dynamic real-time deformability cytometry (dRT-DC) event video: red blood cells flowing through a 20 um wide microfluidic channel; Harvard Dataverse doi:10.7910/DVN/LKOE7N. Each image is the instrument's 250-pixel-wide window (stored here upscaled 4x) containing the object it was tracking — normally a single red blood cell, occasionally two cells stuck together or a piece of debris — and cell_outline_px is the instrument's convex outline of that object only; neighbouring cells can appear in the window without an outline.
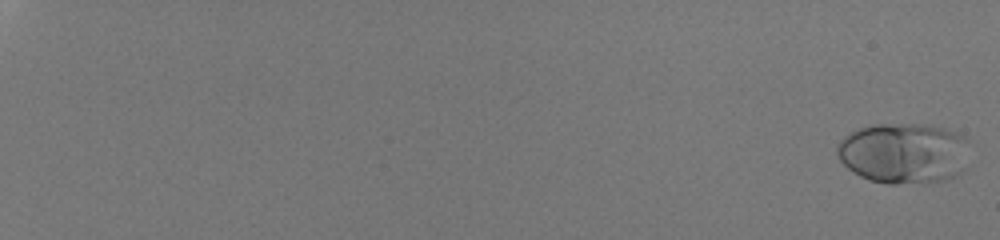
{"species": "human", "species_latin": "Homo sapiens", "temperature_condition": "room temperature", "stored_images_in_passage": 54, "camera_frame_rate_fps": 3000, "um_per_image_px": 0.085, "donor": {"sex": "male"}, "frame": {"image": 1, "passage_image": 1, "time_ms": 0.0, "image_size_px": [1000, 240], "cell_outline_px": [[968, 140], [964, 168], [960, 172], [948, 180], [896, 184], [888, 184], [868, 180], [852, 172], [840, 160], [836, 152], [836, 144], [844, 136], [860, 128], [872, 124], [916, 124], [944, 128], [964, 136]], "centroid_in_image_um": [76.78, 13.02], "position_along_channel_um": 8.2, "area_um2": 46.93}}
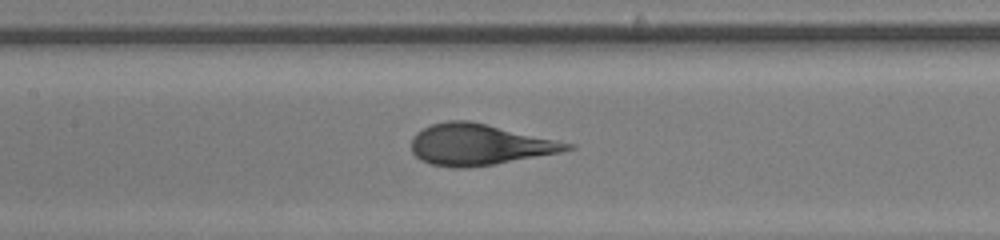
{"frame": {"image": 2, "passage_image": 32, "time_ms": 10.333, "image_size_px": [1000, 240], "cell_outline_px": [[576, 148], [560, 152], [496, 164], [464, 168], [452, 168], [432, 164], [420, 160], [412, 152], [412, 136], [416, 132], [432, 124], [448, 120], [468, 120], [576, 144]], "centroid_in_image_um": [40.73, 12.29], "position_along_channel_um": 166.7, "area_um2": 37.28}}
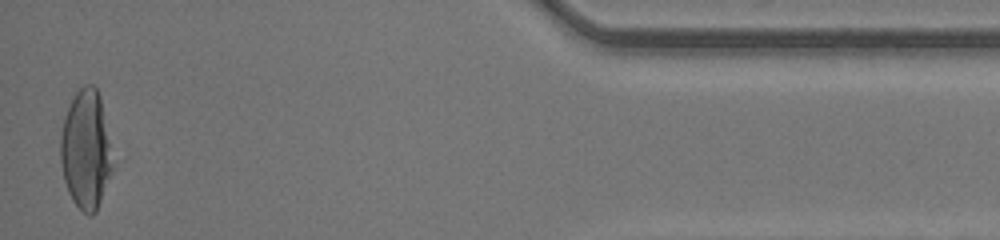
{"frame": {"image": 3, "passage_image": 54, "time_ms": 17.667, "image_size_px": [1000, 240], "cell_outline_px": [[112, 172], [96, 212], [92, 216], [84, 212], [72, 200], [68, 192], [64, 180], [60, 160], [60, 136], [64, 120], [68, 108], [76, 92], [84, 84], [92, 84], [96, 88], [100, 96], [112, 164]], "centroid_in_image_um": [7.27, 12.75], "position_along_channel_um": 427.9, "area_um2": 35.43}}